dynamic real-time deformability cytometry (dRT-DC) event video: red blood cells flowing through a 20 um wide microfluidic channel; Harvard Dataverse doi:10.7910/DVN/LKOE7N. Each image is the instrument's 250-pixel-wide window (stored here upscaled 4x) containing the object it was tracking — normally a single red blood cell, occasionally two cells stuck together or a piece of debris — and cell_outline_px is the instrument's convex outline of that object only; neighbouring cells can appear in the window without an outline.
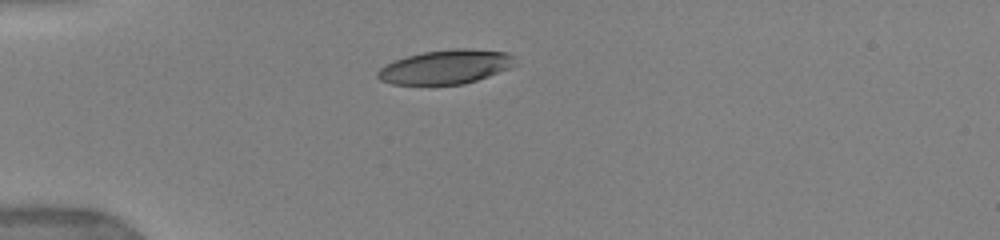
{"species": "human", "species_latin": "Homo sapiens", "temperature_condition": "warm", "stored_images_in_passage": 54, "camera_frame_rate_fps": 3000, "um_per_image_px": 0.085, "donor": {"sex": "female"}, "frame": {"image": 1, "passage_image": 1, "time_ms": 0.0, "image_size_px": [1000, 240], "cell_outline_px": [[516, 64], [512, 68], [464, 84], [392, 84], [380, 80], [376, 76], [376, 72], [380, 68], [396, 60], [408, 56], [424, 52], [452, 48], [468, 48], [504, 52], [512, 56]], "centroid_in_image_um": [37.9, 5.68], "position_along_channel_um": 47.1, "area_um2": 27.11}}
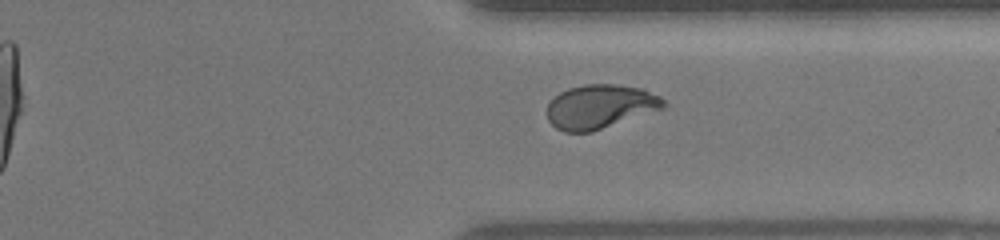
{"frame": {"image": 2, "passage_image": 44, "time_ms": 8.667, "image_size_px": [1000, 240], "cell_outline_px": [[668, 104], [664, 108], [592, 132], [564, 132], [556, 128], [548, 120], [548, 104], [560, 92], [568, 88], [584, 84], [620, 84], [644, 88], [660, 96]], "centroid_in_image_um": [51.04, 9.05], "position_along_channel_um": 360.4, "area_um2": 30.06}, "authors_computed_cell_mechanics": {"area_um2": 29.8826, "velocity_mm_per_s": 3.9018, "shape_relaxation_time_tau1_ms": 4.1019, "shape_relaxation_time_tau2_ms": 0.9725, "deformation_change_tau1": 0.1893, "deformation_change_tau2": 0.0639}}